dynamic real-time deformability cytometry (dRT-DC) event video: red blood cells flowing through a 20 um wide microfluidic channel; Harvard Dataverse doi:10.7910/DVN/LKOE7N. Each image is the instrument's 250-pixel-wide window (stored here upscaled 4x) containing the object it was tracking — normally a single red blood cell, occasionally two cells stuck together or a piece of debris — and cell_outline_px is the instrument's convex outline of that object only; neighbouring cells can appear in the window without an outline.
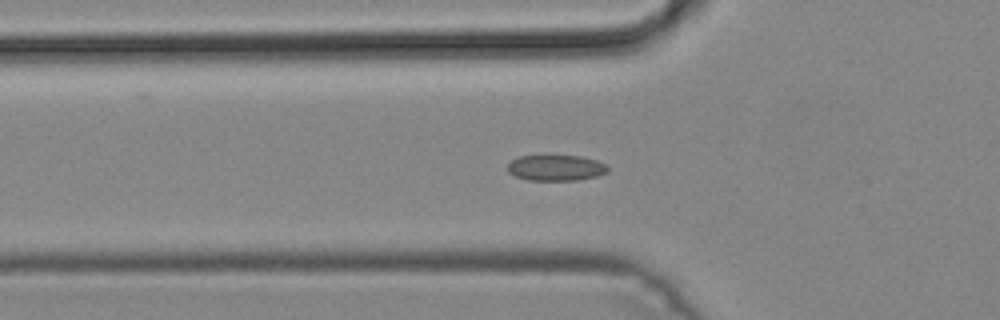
{"species": "common noctule bat (a hibernating species)", "species_latin": "Nyctalus noctula", "temperature_condition": "cold", "stored_images_in_passage": 42, "camera_frame_rate_fps": 3000, "um_per_image_px": 0.085, "animal": {"sex": "male", "body_mass_g": 19.2, "forearm_length_mm": 51.8}, "frame": {"image": 1, "passage_image": 17, "time_ms": 5.333, "image_size_px": [1000, 320], "cell_outline_px": [[608, 172], [596, 176], [580, 180], [528, 180], [516, 176], [508, 172], [508, 164], [512, 160], [520, 156], [580, 156], [596, 160], [604, 164], [608, 168]], "centroid_in_image_um": [47.25, 14.27], "position_along_channel_um": 78.5, "area_um2": 14.91}}
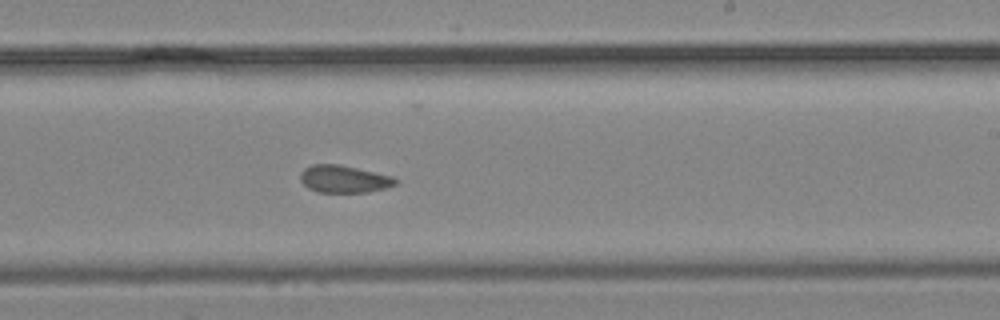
{"frame": {"image": 2, "passage_image": 30, "time_ms": 9.667, "image_size_px": [1000, 320], "cell_outline_px": [[396, 184], [384, 188], [368, 192], [316, 192], [308, 188], [300, 180], [300, 172], [304, 168], [312, 164], [340, 164], [392, 176], [396, 180]], "centroid_in_image_um": [29.19, 15.21], "position_along_channel_um": 259.8, "area_um2": 15.14}}
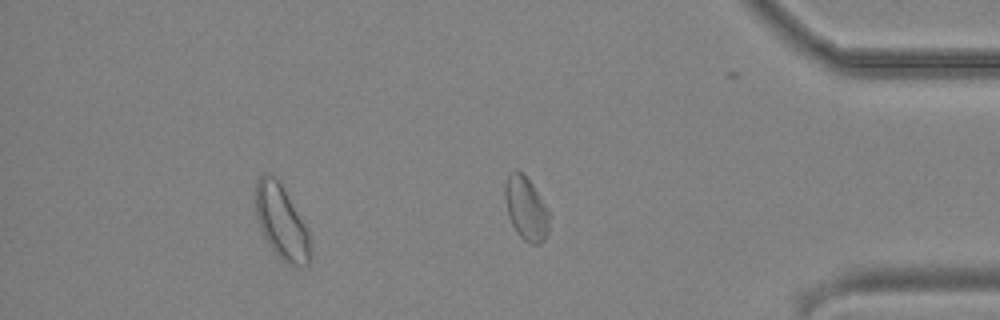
{"frame": {"image": 3, "passage_image": 41, "time_ms": 13.333, "image_size_px": [1000, 320], "cell_outline_px": [[312, 256], [308, 264], [304, 268], [300, 268], [288, 264], [272, 248], [264, 236], [260, 228], [256, 216], [256, 180], [264, 172], [268, 172], [280, 184], [304, 224], [308, 232], [312, 252]], "centroid_in_image_um": [23.94, 18.93], "position_along_channel_um": 411.3, "area_um2": 23.18}}